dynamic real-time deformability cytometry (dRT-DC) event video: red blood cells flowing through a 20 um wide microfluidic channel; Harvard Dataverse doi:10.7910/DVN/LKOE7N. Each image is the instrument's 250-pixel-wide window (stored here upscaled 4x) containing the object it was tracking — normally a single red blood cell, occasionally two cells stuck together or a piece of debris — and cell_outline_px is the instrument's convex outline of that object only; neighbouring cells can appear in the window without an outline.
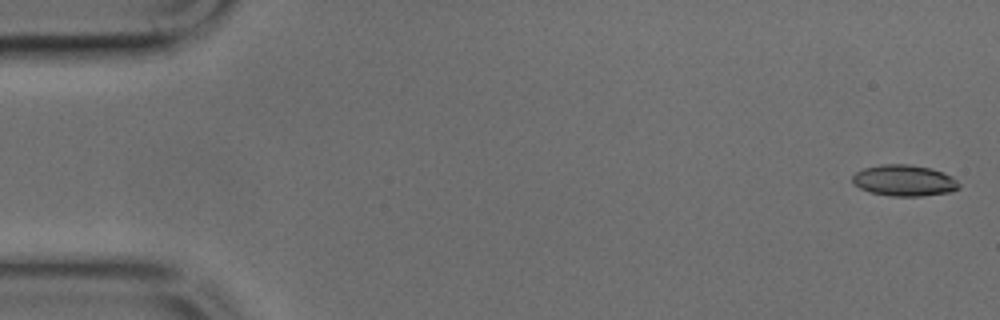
{"species": "common noctule bat (a hibernating species)", "species_latin": "Nyctalus noctula", "temperature_condition": "cold", "stored_images_in_passage": 10, "camera_frame_rate_fps": 3000, "um_per_image_px": 0.085, "animal": {"sex": "male", "body_mass_g": 17.9, "forearm_length_mm": 54.2}, "frame": {"image": 1, "passage_image": 1, "time_ms": 0.0, "image_size_px": [1000, 320], "cell_outline_px": [[960, 188], [952, 192], [924, 196], [892, 196], [872, 192], [860, 188], [852, 180], [852, 176], [856, 172], [864, 168], [880, 164], [908, 164], [932, 168], [944, 172], [952, 176], [960, 184]], "centroid_in_image_um": [76.91, 15.34], "position_along_channel_um": 8.1, "area_um2": 19.48}}